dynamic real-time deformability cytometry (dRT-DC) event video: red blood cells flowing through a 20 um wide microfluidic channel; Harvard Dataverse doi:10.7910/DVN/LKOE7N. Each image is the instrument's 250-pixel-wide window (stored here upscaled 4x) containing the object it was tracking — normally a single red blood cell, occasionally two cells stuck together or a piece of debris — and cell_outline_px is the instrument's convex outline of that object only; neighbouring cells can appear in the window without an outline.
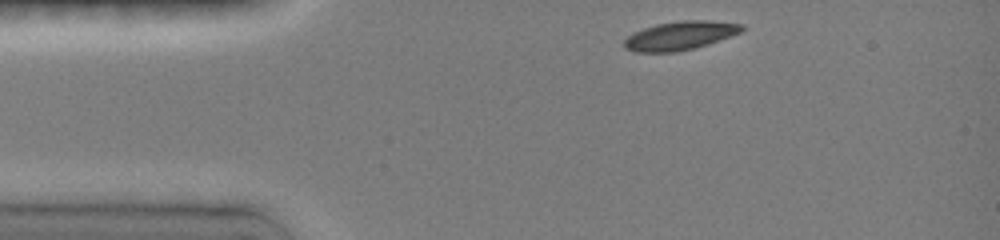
{"species": "common noctule bat (a hibernating species)", "species_latin": "Nyctalus noctula", "temperature_condition": "room temperature", "stored_images_in_passage": 40, "camera_frame_rate_fps": 3000, "um_per_image_px": 0.085, "animal": {"sex": "female", "body_mass_g": 19.0, "forearm_length_mm": 51.5}, "frame": {"image": 1, "passage_image": 1, "time_ms": 0.0, "image_size_px": [1000, 240], "cell_outline_px": [[744, 28], [740, 32], [692, 48], [672, 52], [636, 52], [624, 48], [624, 40], [628, 36], [644, 28], [656, 24], [680, 20], [704, 20], [744, 24]], "centroid_in_image_um": [57.75, 3.01], "position_along_channel_um": 27.2, "area_um2": 19.13}}
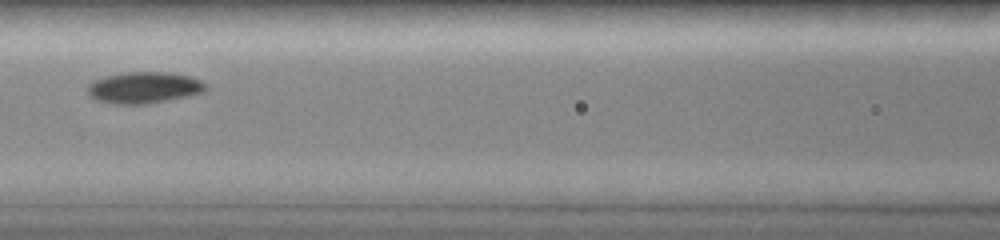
{"frame": {"image": 2, "passage_image": 14, "time_ms": 4.333, "image_size_px": [1000, 240], "cell_outline_px": [[204, 92], [144, 104], [112, 104], [96, 100], [88, 92], [88, 84], [96, 80], [108, 76], [124, 72], [168, 72], [188, 76], [200, 80], [204, 84]], "centroid_in_image_um": [12.2, 7.44], "position_along_channel_um": 154.4, "area_um2": 21.1}}
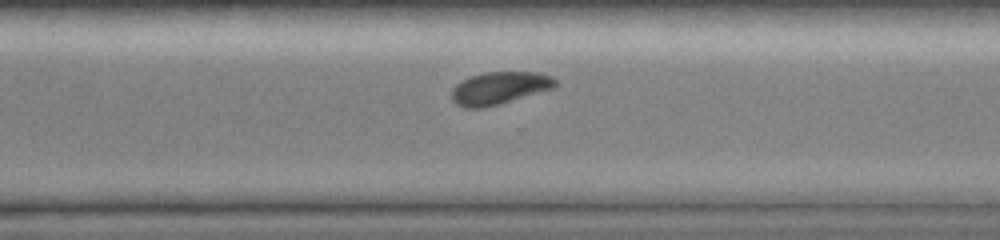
{"frame": {"image": 3, "passage_image": 36, "time_ms": 8.667, "image_size_px": [1000, 240], "cell_outline_px": [[556, 84], [552, 88], [484, 108], [464, 108], [456, 104], [452, 100], [452, 88], [456, 84], [472, 76], [484, 72], [540, 72], [552, 76], [556, 80]], "centroid_in_image_um": [42.42, 7.48], "position_along_channel_um": 328.2, "area_um2": 19.36}}